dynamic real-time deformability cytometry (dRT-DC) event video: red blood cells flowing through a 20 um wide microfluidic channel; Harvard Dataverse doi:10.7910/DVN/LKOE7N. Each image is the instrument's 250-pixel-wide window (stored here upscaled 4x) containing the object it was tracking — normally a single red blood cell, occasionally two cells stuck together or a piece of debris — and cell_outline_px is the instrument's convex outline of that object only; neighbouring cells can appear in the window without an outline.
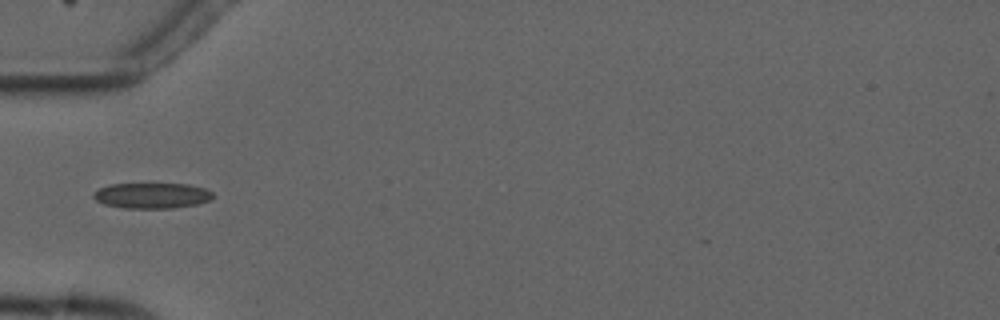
{"species": "common noctule bat (a hibernating species)", "species_latin": "Nyctalus noctula", "temperature_condition": "cold", "stored_images_in_passage": 5, "camera_frame_rate_fps": 3000, "um_per_image_px": 0.085, "animal": {"sex": "male", "forearm_length_mm": 52.5}, "frame": {"image": 1, "passage_image": 5, "time_ms": 5.667, "image_size_px": [1000, 320], "cell_outline_px": [[212, 200], [196, 204], [172, 208], [124, 208], [104, 204], [96, 200], [92, 196], [92, 192], [100, 188], [112, 184], [188, 184], [204, 188], [212, 192]], "centroid_in_image_um": [12.9, 16.62], "position_along_channel_um": 72.1, "area_um2": 17.74}}